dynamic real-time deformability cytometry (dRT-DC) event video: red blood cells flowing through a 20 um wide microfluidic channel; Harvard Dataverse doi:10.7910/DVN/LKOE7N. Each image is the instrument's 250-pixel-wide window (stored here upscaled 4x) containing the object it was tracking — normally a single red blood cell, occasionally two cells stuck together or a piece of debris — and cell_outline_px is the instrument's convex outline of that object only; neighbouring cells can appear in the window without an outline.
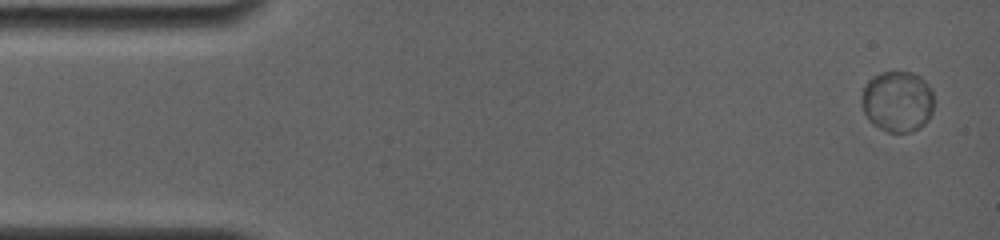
{"species": "common noctule bat (a hibernating species)", "species_latin": "Nyctalus noctula", "temperature_condition": "room temperature", "stored_images_in_passage": 6, "camera_frame_rate_fps": 4000, "um_per_image_px": 0.085, "animal": {"sex": "female", "body_mass_g": 19.0, "forearm_length_mm": 56.7}, "frame": {"image": 1, "passage_image": 1, "time_ms": 0.0, "image_size_px": [1000, 240], "cell_outline_px": [[936, 100], [932, 112], [928, 120], [920, 128], [912, 132], [888, 132], [872, 124], [868, 120], [860, 104], [860, 96], [868, 80], [872, 76], [880, 72], [912, 72], [920, 76], [932, 88]], "centroid_in_image_um": [76.3, 8.62], "position_along_channel_um": 8.7, "area_um2": 26.41}}
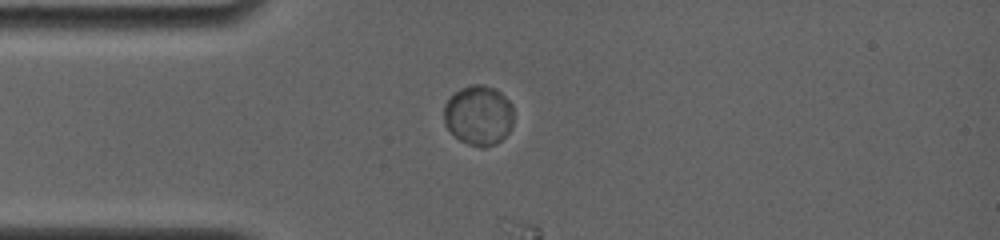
{"frame": {"image": 2, "passage_image": 5, "time_ms": 3.75, "image_size_px": [1000, 240], "cell_outline_px": [[512, 128], [496, 144], [484, 148], [480, 148], [468, 144], [460, 140], [444, 124], [444, 104], [460, 88], [472, 84], [480, 84], [496, 88], [512, 104]], "centroid_in_image_um": [40.68, 9.8], "position_along_channel_um": 44.3, "area_um2": 24.33}}